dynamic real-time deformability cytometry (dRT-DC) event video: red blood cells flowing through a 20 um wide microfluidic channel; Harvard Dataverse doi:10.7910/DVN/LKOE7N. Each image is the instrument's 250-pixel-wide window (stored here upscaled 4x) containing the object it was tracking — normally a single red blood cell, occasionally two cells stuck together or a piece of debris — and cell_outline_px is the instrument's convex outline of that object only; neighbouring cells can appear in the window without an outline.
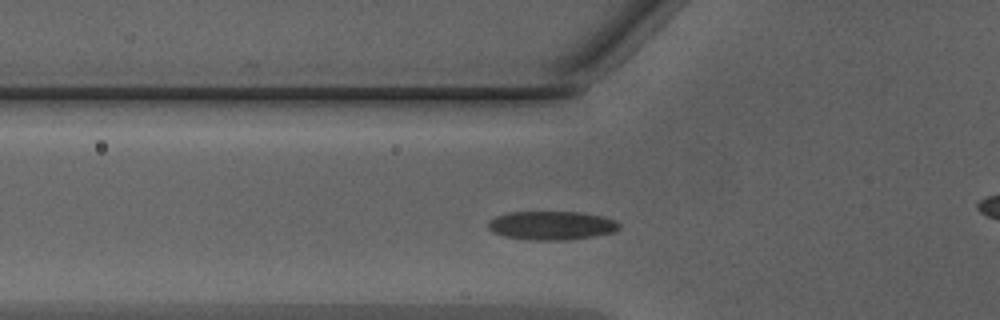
{"species": "Egyptian fruit bat (a non-hibernating species)", "species_latin": "Rousettus aegyptiacus", "temperature_condition": "warm", "stored_images_in_passage": 31, "camera_frame_rate_fps": 3000, "um_per_image_px": 0.085, "animal": {"sex": "male"}, "frame": {"image": 1, "passage_image": 4, "time_ms": 1.0, "image_size_px": [1000, 320], "cell_outline_px": [[620, 228], [612, 232], [596, 236], [568, 240], [528, 240], [504, 236], [492, 232], [488, 228], [488, 220], [496, 216], [508, 212], [584, 212], [604, 216], [616, 220], [620, 224]], "centroid_in_image_um": [46.89, 19.16], "position_along_channel_um": 78.9, "area_um2": 22.25}}
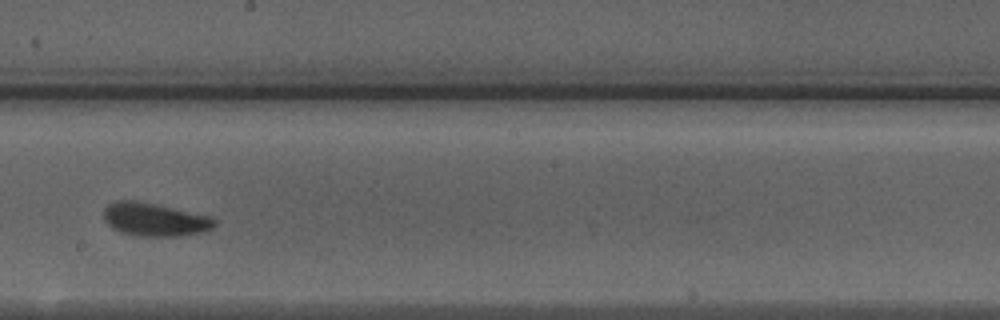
{"frame": {"image": 2, "passage_image": 15, "time_ms": 4.667, "image_size_px": [1000, 320], "cell_outline_px": [[216, 224], [212, 228], [204, 232], [176, 236], [140, 236], [120, 232], [112, 228], [104, 220], [104, 208], [108, 204], [116, 200], [136, 200], [156, 204], [212, 216], [216, 220]], "centroid_in_image_um": [13.15, 18.65], "position_along_channel_um": 235.1, "area_um2": 21.62}}
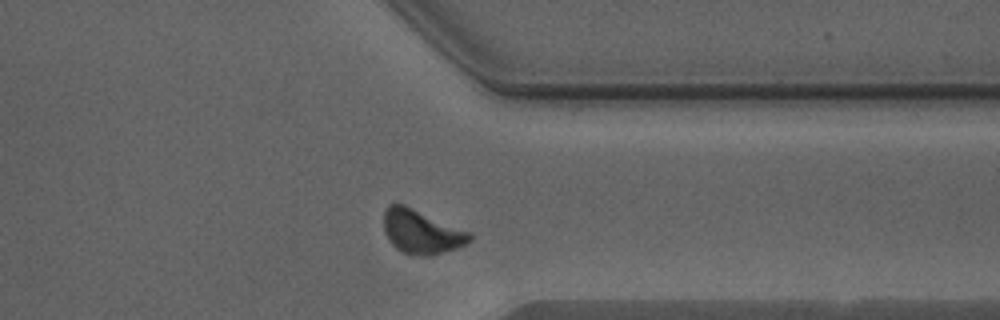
{"frame": {"image": 3, "passage_image": 25, "time_ms": 8.0, "image_size_px": [1000, 320], "cell_outline_px": [[472, 240], [456, 248], [432, 256], [420, 256], [404, 252], [396, 248], [392, 244], [384, 232], [384, 208], [388, 204], [404, 204], [468, 232], [472, 236]], "centroid_in_image_um": [35.78, 19.7], "position_along_channel_um": 375.6, "area_um2": 21.68}}